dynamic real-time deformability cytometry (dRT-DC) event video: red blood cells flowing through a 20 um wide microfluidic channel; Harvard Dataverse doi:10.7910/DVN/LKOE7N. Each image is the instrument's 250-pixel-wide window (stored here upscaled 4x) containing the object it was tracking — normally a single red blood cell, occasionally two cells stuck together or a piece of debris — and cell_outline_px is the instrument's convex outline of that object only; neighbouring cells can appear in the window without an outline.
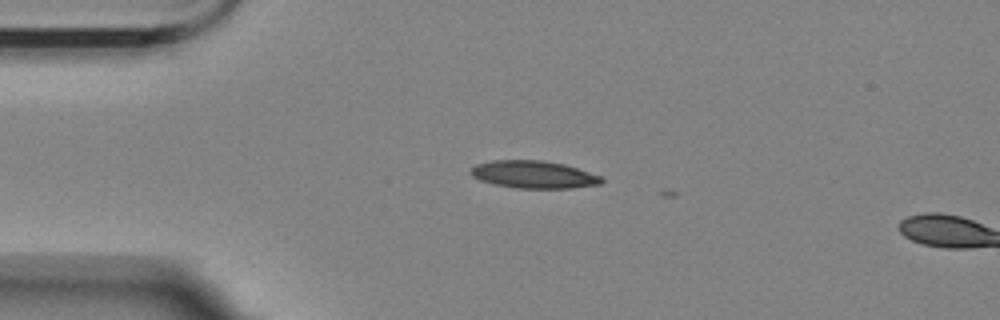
{"species": "Egyptian fruit bat (a non-hibernating species)", "species_latin": "Rousettus aegyptiacus", "temperature_condition": "room temperature", "stored_images_in_passage": 3, "camera_frame_rate_fps": 3000, "um_per_image_px": 0.085, "animal": {"sex": "female"}, "frame": {"image": 1, "passage_image": 1, "time_ms": 0.0, "image_size_px": [1000, 320], "cell_outline_px": [[604, 180], [600, 184], [572, 188], [516, 188], [496, 184], [480, 180], [472, 176], [468, 172], [476, 164], [492, 160], [544, 160], [564, 164], [600, 176]], "centroid_in_image_um": [45.33, 14.83], "position_along_channel_um": 39.7, "area_um2": 20.87}}